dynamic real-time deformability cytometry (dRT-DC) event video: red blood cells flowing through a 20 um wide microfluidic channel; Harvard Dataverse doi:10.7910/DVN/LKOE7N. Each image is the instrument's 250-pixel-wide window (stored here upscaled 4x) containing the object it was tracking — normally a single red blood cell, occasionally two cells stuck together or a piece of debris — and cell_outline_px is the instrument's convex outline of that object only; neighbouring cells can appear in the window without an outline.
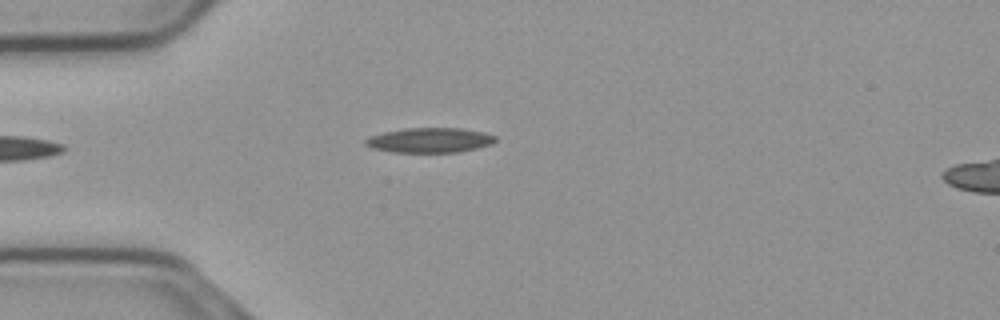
{"species": "common noctule bat (a hibernating species)", "species_latin": "Nyctalus noctula", "temperature_condition": "cold", "stored_images_in_passage": 38, "camera_frame_rate_fps": 3000, "um_per_image_px": 0.085, "animal": {"sex": "male", "body_mass_g": 23.1, "forearm_length_mm": 52.7}, "frame": {"image": 1, "passage_image": 1, "time_ms": 0.0, "image_size_px": [1000, 320], "cell_outline_px": [[496, 140], [492, 144], [476, 148], [456, 152], [392, 152], [372, 148], [364, 144], [364, 140], [368, 136], [384, 132], [404, 128], [460, 128], [484, 132], [496, 136]], "centroid_in_image_um": [36.5, 11.91], "position_along_channel_um": 48.5, "area_um2": 18.84}}
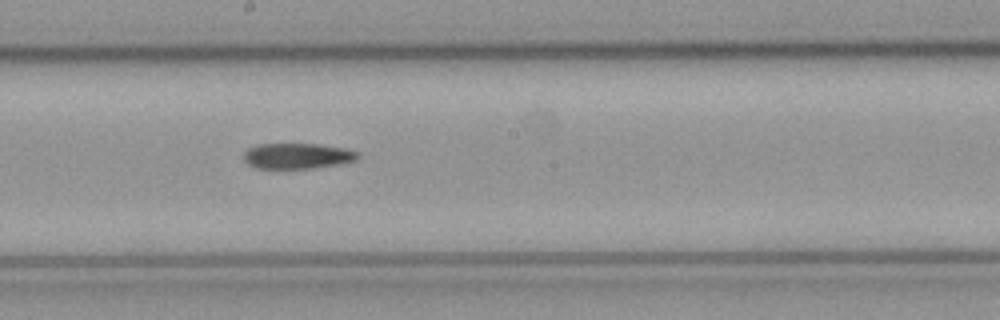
{"frame": {"image": 2, "passage_image": 16, "time_ms": 5.0, "image_size_px": [1000, 320], "cell_outline_px": [[360, 156], [356, 160], [336, 164], [312, 168], [256, 168], [248, 164], [244, 160], [244, 152], [248, 148], [260, 144], [320, 144], [344, 148], [360, 152]], "centroid_in_image_um": [25.28, 13.25], "position_along_channel_um": 222.9, "area_um2": 16.94}}
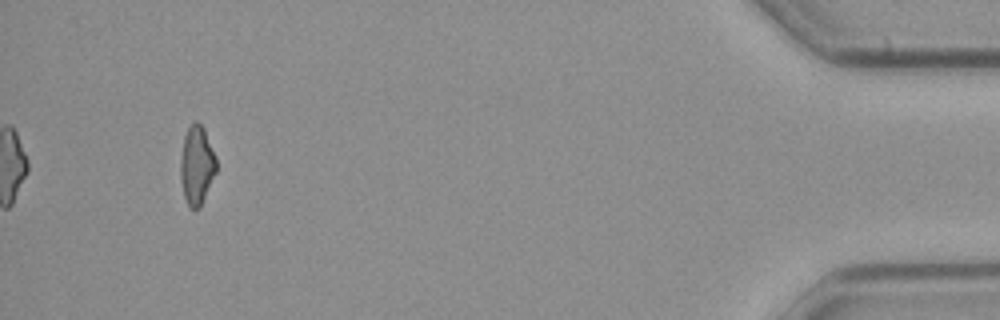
{"frame": {"image": 3, "passage_image": 38, "time_ms": 12.333, "image_size_px": [1000, 320], "cell_outline_px": [[216, 172], [200, 208], [188, 208], [184, 196], [180, 180], [180, 160], [184, 136], [188, 128], [196, 120], [204, 128], [216, 156]], "centroid_in_image_um": [16.72, 14.06], "position_along_channel_um": 418.5, "area_um2": 16.53}}